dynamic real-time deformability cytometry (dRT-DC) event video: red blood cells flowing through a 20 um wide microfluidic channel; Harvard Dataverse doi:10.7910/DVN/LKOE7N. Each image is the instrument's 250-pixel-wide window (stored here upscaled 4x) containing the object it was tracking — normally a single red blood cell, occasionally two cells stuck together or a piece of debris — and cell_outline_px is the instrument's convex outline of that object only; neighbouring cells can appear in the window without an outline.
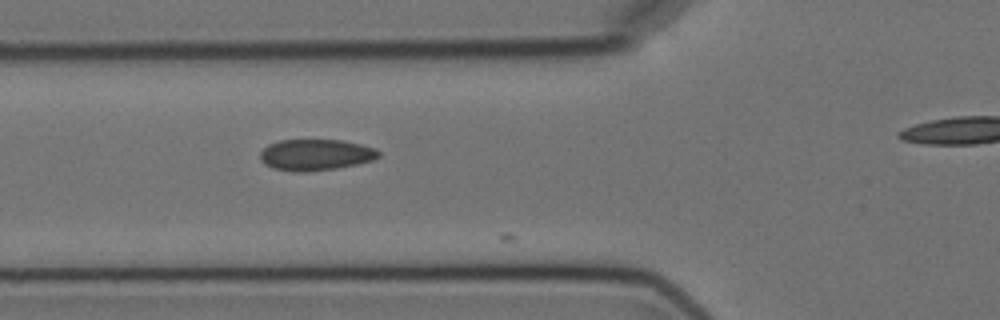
{"species": "Egyptian fruit bat (a non-hibernating species)", "species_latin": "Rousettus aegyptiacus", "temperature_condition": "cold", "stored_images_in_passage": 6, "camera_frame_rate_fps": 3000, "um_per_image_px": 0.085, "animal": {"sex": "female"}, "frame": {"image": 1, "passage_image": 3, "time_ms": 2.333, "image_size_px": [1000, 320], "cell_outline_px": [[380, 156], [372, 160], [356, 164], [336, 168], [308, 172], [292, 172], [272, 168], [264, 164], [260, 160], [260, 152], [268, 144], [280, 140], [344, 140], [376, 148], [380, 152]], "centroid_in_image_um": [26.81, 13.16], "position_along_channel_um": 99.0, "area_um2": 21.73}}
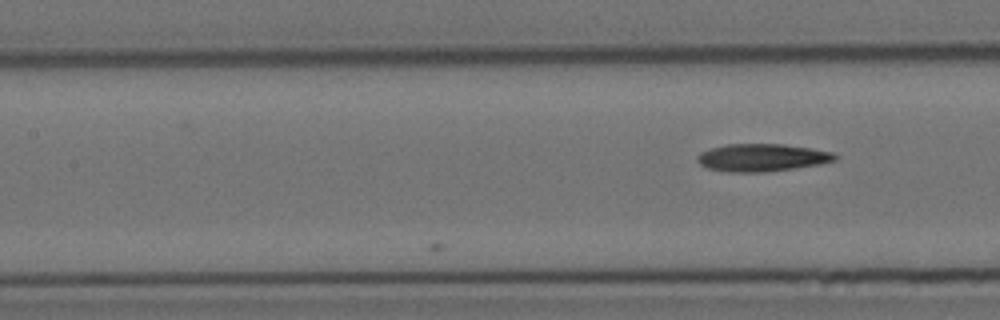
{"frame": {"image": 2, "passage_image": 6, "time_ms": 5.667, "image_size_px": [1000, 320], "cell_outline_px": [[840, 156], [836, 160], [820, 164], [792, 168], [760, 172], [728, 172], [708, 168], [700, 164], [696, 160], [696, 156], [700, 152], [712, 148], [728, 144], [784, 144], [812, 148], [832, 152]], "centroid_in_image_um": [64.78, 13.39], "position_along_channel_um": 142.6, "area_um2": 22.08}}